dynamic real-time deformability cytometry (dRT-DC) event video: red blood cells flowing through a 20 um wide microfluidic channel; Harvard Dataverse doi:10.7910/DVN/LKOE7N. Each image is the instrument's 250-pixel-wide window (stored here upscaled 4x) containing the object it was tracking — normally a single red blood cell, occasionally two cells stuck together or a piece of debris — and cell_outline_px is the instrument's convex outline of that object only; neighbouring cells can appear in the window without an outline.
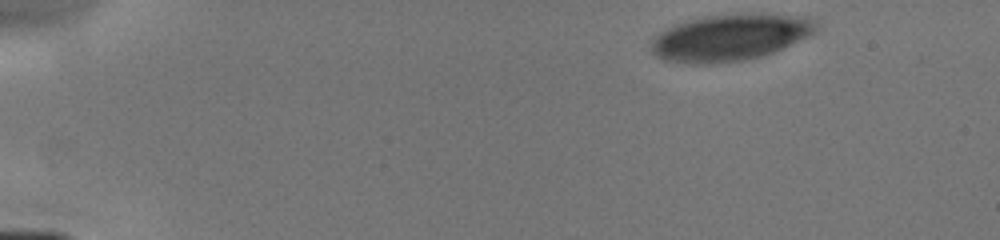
{"species": "human", "species_latin": "Homo sapiens", "temperature_condition": "cold", "stored_images_in_passage": 5, "camera_frame_rate_fps": 3000, "um_per_image_px": 0.085, "donor": {"sex": "male"}, "frame": {"image": 1, "passage_image": 1, "time_ms": 0.0, "image_size_px": [1000, 240], "cell_outline_px": [[816, 28], [808, 36], [772, 52], [760, 56], [744, 60], [708, 64], [688, 64], [664, 60], [656, 56], [652, 52], [652, 40], [660, 32], [676, 24], [700, 16], [732, 12], [768, 12], [816, 16]], "centroid_in_image_um": [62.1, 3.12], "position_along_channel_um": 22.9, "area_um2": 45.72}}
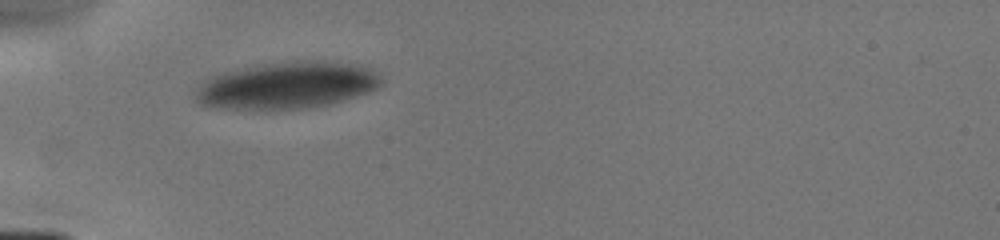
{"frame": {"image": 2, "passage_image": 4, "time_ms": 3.333, "image_size_px": [1000, 240], "cell_outline_px": [[384, 84], [368, 92], [356, 96], [328, 104], [304, 108], [212, 108], [200, 104], [196, 100], [196, 92], [200, 84], [204, 80], [212, 76], [224, 72], [260, 64], [296, 60], [324, 60], [356, 64], [372, 68], [380, 72], [384, 80]], "centroid_in_image_um": [24.47, 7.22], "position_along_channel_um": 60.5, "area_um2": 50.86}}
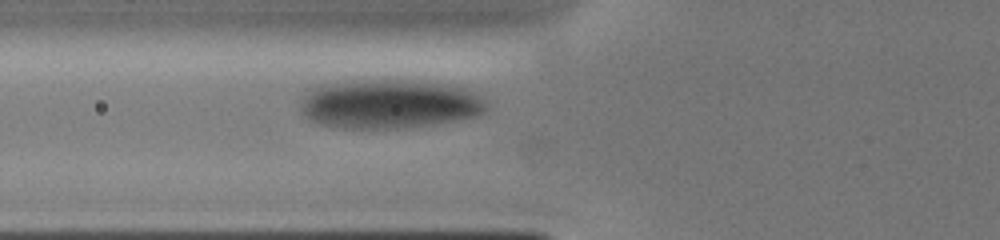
{"frame": {"image": 3, "passage_image": 5, "time_ms": 4.333, "image_size_px": [1000, 240], "cell_outline_px": [[488, 108], [484, 112], [476, 116], [428, 124], [396, 128], [344, 128], [320, 124], [308, 120], [300, 112], [300, 104], [304, 96], [312, 88], [320, 84], [352, 80], [400, 80], [448, 84], [464, 88], [476, 92], [484, 100]], "centroid_in_image_um": [33.04, 8.82], "position_along_channel_um": 92.8, "area_um2": 53.12}}